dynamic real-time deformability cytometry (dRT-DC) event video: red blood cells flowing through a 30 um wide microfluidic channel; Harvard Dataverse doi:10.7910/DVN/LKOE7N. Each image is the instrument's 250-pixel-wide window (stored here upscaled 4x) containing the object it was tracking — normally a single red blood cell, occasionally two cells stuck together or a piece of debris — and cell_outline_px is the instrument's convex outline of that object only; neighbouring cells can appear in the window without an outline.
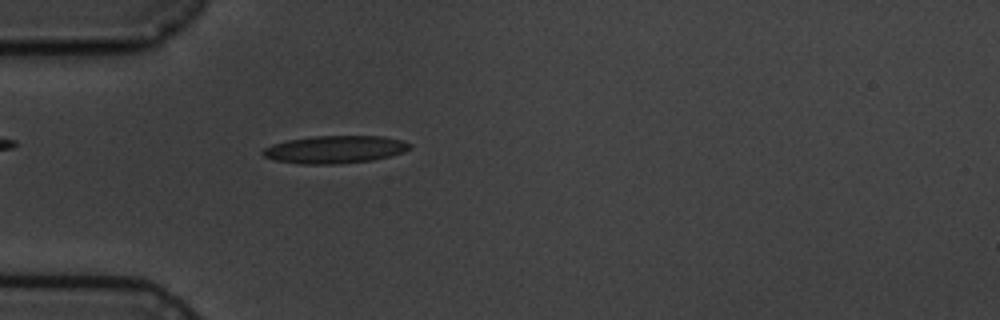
{"species": "common noctule bat (a hibernating species)", "species_latin": "Nyctalus noctula", "temperature_condition": "cold", "stored_images_in_passage": 3, "camera_frame_rate_fps": 3000, "um_per_image_px": 0.085, "animal": {"sex": "male", "body_mass_g": 19.5, "forearm_length_mm": 54.6}, "frame": {"image": 1, "passage_image": 3, "time_ms": 2.0, "image_size_px": [1000, 320], "cell_outline_px": [[412, 148], [404, 152], [372, 160], [340, 164], [300, 164], [276, 160], [264, 156], [260, 152], [264, 148], [272, 144], [288, 140], [316, 136], [384, 136], [400, 140], [412, 144]], "centroid_in_image_um": [28.48, 12.7], "position_along_channel_um": 56.5, "area_um2": 23.64}}